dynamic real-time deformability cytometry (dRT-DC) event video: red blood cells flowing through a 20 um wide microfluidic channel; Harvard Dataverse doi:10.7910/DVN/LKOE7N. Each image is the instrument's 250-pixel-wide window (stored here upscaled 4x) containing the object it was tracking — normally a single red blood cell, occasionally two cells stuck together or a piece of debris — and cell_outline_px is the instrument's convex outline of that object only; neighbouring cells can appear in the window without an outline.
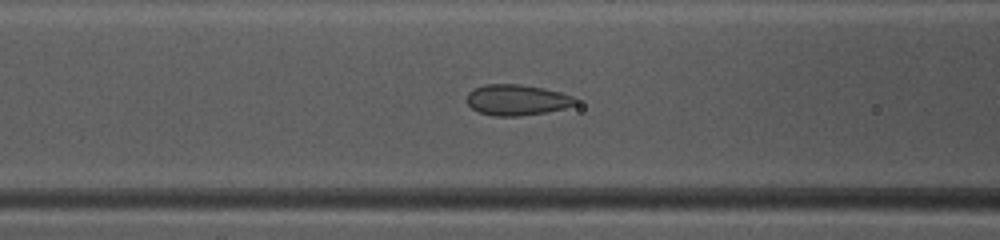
{"species": "common noctule bat (a hibernating species)", "species_latin": "Nyctalus noctula", "temperature_condition": "warm", "stored_images_in_passage": 36, "camera_frame_rate_fps": 3000, "um_per_image_px": 0.085, "animal": {"sex": "female", "body_mass_g": 10.0, "forearm_length_mm": 53.1}, "frame": {"image": 1, "passage_image": 11, "time_ms": 3.333, "image_size_px": [1000, 240], "cell_outline_px": [[576, 104], [564, 108], [548, 112], [520, 116], [492, 116], [480, 112], [472, 108], [468, 104], [468, 92], [484, 84], [520, 84], [544, 88], [560, 92], [572, 96], [576, 100]], "centroid_in_image_um": [43.94, 8.49], "position_along_channel_um": 122.7, "area_um2": 19.42}}
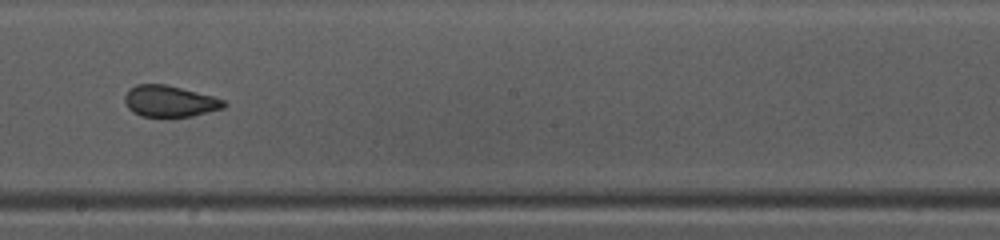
{"frame": {"image": 2, "passage_image": 19, "time_ms": 6.0, "image_size_px": [1000, 240], "cell_outline_px": [[228, 104], [224, 108], [192, 116], [140, 116], [132, 112], [128, 108], [124, 100], [124, 96], [128, 88], [136, 84], [164, 84], [212, 96], [224, 100]], "centroid_in_image_um": [14.39, 8.6], "position_along_channel_um": 233.8, "area_um2": 18.03}}
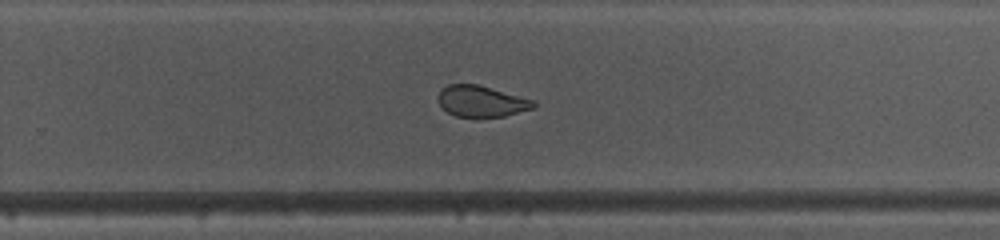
{"frame": {"image": 3, "passage_image": 23, "time_ms": 7.333, "image_size_px": [1000, 240], "cell_outline_px": [[536, 108], [504, 116], [476, 120], [456, 116], [448, 112], [440, 104], [440, 92], [448, 84], [476, 84], [536, 100]], "centroid_in_image_um": [40.99, 8.66], "position_along_channel_um": 288.8, "area_um2": 17.69}, "authors_computed_cell_mechanics": {"area_um2": 19.5653, "velocity_mm_per_s": 4.1674, "shape_relaxation_time_tau1_ms": null, "shape_relaxation_time_tau2_ms": 0.9718, "deformation_change_tau1": null, "deformation_change_tau2": 0.0607}}